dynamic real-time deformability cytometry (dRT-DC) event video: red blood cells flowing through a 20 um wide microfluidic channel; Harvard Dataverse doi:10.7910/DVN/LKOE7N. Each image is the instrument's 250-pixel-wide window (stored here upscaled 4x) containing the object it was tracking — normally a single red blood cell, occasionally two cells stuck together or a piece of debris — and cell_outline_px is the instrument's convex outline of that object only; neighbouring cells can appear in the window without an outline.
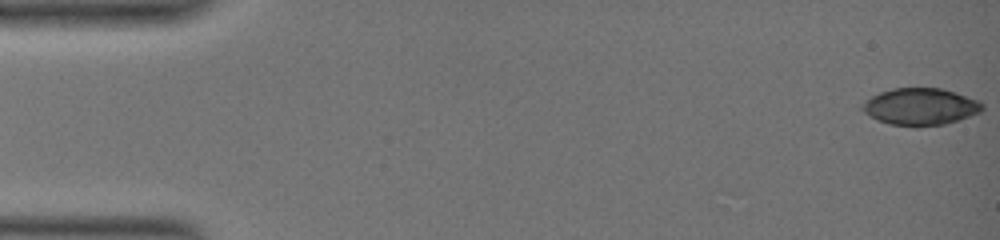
{"species": "common noctule bat (a hibernating species)", "species_latin": "Nyctalus noctula", "temperature_condition": "warm", "stored_images_in_passage": 76, "camera_frame_rate_fps": 3000, "um_per_image_px": 0.085, "animal": {"sex": "female", "body_mass_g": 19.0, "forearm_length_mm": 51.5}, "frame": {"image": 1, "passage_image": 1, "time_ms": 0.0, "image_size_px": [1000, 240], "cell_outline_px": [[984, 108], [980, 112], [944, 124], [916, 128], [888, 124], [876, 120], [864, 112], [860, 108], [860, 104], [872, 96], [880, 92], [892, 88], [940, 88], [956, 92], [980, 100], [984, 104]], "centroid_in_image_um": [78.21, 9.08], "position_along_channel_um": 6.8, "area_um2": 26.24}}
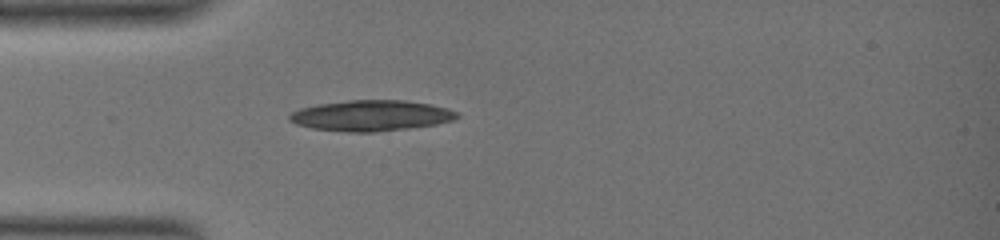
{"frame": {"image": 2, "passage_image": 16, "time_ms": 6.0, "image_size_px": [1000, 240], "cell_outline_px": [[460, 116], [452, 120], [436, 124], [408, 128], [372, 132], [348, 132], [312, 128], [296, 124], [288, 120], [288, 116], [292, 112], [300, 108], [320, 104], [348, 100], [404, 100], [432, 104], [448, 108], [456, 112]], "centroid_in_image_um": [31.54, 9.82], "position_along_channel_um": 53.5, "area_um2": 29.94}}